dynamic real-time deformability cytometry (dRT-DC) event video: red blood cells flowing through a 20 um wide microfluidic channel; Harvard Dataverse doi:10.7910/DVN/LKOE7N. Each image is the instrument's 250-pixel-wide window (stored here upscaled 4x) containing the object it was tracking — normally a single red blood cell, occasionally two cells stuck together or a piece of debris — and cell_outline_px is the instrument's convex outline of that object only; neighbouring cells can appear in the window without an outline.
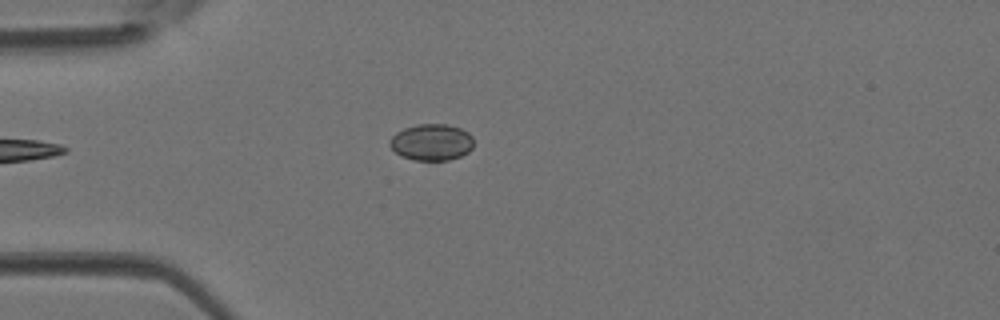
{"species": "Egyptian fruit bat (a non-hibernating species)", "species_latin": "Rousettus aegyptiacus", "temperature_condition": "room temperature", "stored_images_in_passage": 17, "camera_frame_rate_fps": 3000, "um_per_image_px": 0.085, "animal": {"sex": "female"}, "frame": {"image": 1, "passage_image": 4, "time_ms": 1.0, "image_size_px": [1000, 320], "cell_outline_px": [[472, 148], [468, 152], [460, 156], [448, 160], [416, 160], [400, 156], [388, 144], [388, 140], [396, 132], [404, 128], [416, 124], [448, 124], [460, 128], [468, 132], [472, 136]], "centroid_in_image_um": [36.66, 12.08], "position_along_channel_um": 48.3, "area_um2": 17.92}}
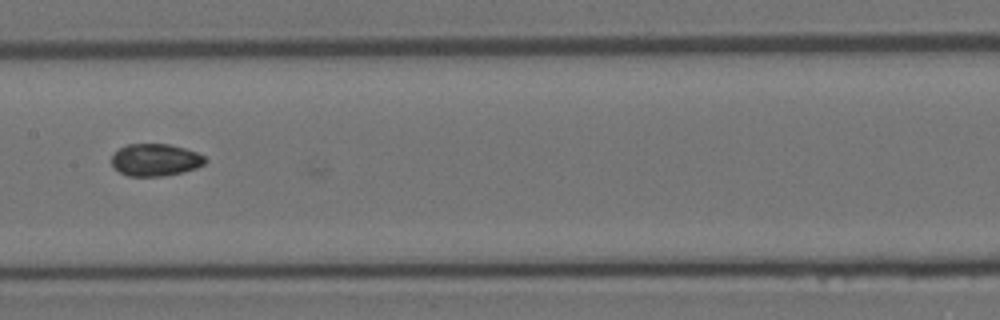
{"frame": {"image": 2, "passage_image": 14, "time_ms": 4.333, "image_size_px": [1000, 320], "cell_outline_px": [[208, 160], [204, 164], [196, 168], [164, 176], [128, 176], [112, 168], [112, 156], [120, 148], [128, 144], [168, 144], [184, 148], [196, 152], [204, 156]], "centroid_in_image_um": [13.2, 13.59], "position_along_channel_um": 194.2, "area_um2": 17.51}}
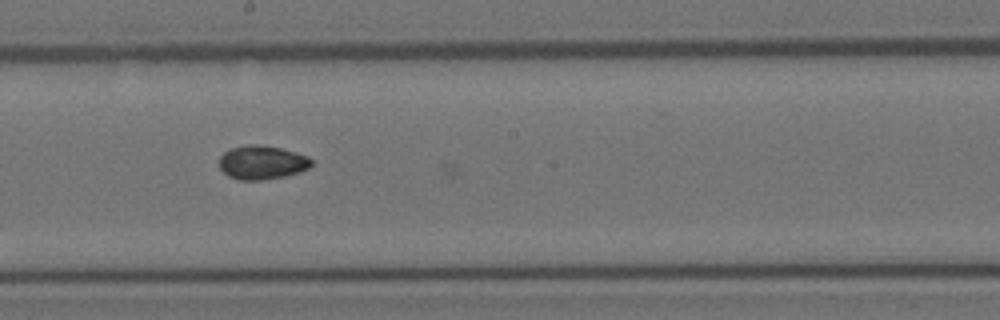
{"frame": {"image": 3, "passage_image": 16, "time_ms": 5.0, "image_size_px": [1000, 320], "cell_outline_px": [[312, 164], [308, 168], [284, 176], [260, 180], [240, 180], [228, 176], [220, 168], [220, 156], [224, 152], [232, 148], [248, 144], [256, 144], [280, 148], [296, 152], [308, 156], [312, 160]], "centroid_in_image_um": [22.26, 13.8], "position_along_channel_um": 225.9, "area_um2": 17.98}}